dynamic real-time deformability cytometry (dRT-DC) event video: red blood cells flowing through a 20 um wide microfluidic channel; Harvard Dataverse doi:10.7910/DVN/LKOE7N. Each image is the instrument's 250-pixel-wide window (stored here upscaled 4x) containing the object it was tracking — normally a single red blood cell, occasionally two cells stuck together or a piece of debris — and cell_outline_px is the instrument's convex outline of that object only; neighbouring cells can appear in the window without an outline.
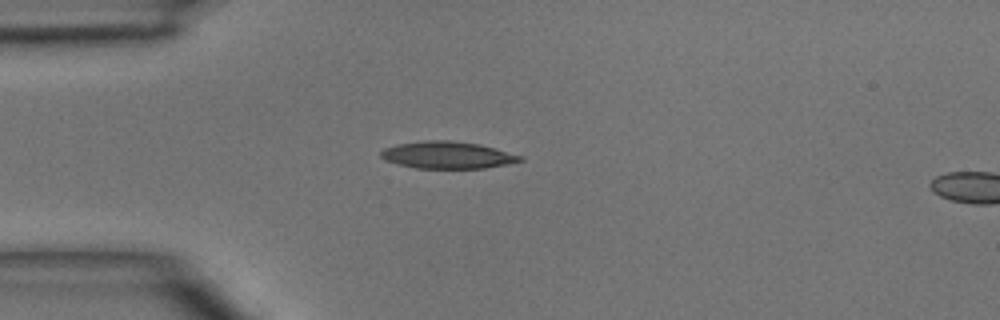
{"species": "common noctule bat (a hibernating species)", "species_latin": "Nyctalus noctula", "temperature_condition": "room temperature", "stored_images_in_passage": 36, "camera_frame_rate_fps": 3000, "um_per_image_px": 0.085, "animal": {"sex": "male", "body_mass_g": 15.6}, "frame": {"image": 1, "passage_image": 1, "time_ms": 0.0, "image_size_px": [1000, 320], "cell_outline_px": [[524, 160], [484, 168], [416, 168], [384, 160], [380, 156], [380, 152], [384, 148], [396, 144], [424, 140], [452, 140], [480, 144], [496, 148], [524, 156]], "centroid_in_image_um": [38.03, 13.16], "position_along_channel_um": 47.0, "area_um2": 22.02}}
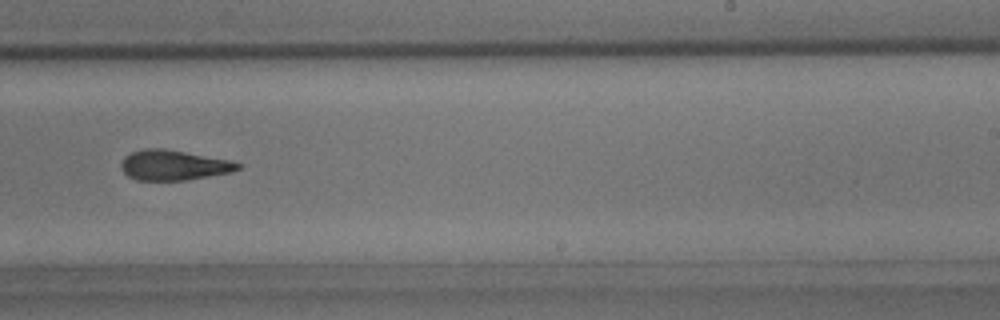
{"frame": {"image": 2, "passage_image": 18, "time_ms": 5.667, "image_size_px": [1000, 320], "cell_outline_px": [[240, 168], [232, 172], [184, 180], [136, 180], [128, 176], [120, 168], [120, 164], [124, 156], [132, 152], [144, 148], [164, 148], [228, 160], [240, 164]], "centroid_in_image_um": [14.7, 14.03], "position_along_channel_um": 274.3, "area_um2": 20.35}}
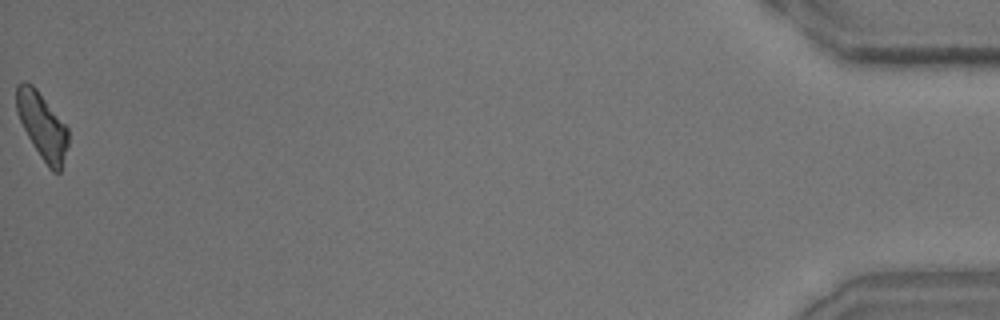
{"frame": {"image": 3, "passage_image": 36, "time_ms": 11.667, "image_size_px": [1000, 320], "cell_outline_px": [[68, 144], [60, 172], [52, 172], [48, 168], [32, 144], [16, 112], [16, 84], [24, 80], [32, 84], [36, 88], [68, 128]], "centroid_in_image_um": [3.57, 10.68], "position_along_channel_um": 431.6, "area_um2": 19.88}}